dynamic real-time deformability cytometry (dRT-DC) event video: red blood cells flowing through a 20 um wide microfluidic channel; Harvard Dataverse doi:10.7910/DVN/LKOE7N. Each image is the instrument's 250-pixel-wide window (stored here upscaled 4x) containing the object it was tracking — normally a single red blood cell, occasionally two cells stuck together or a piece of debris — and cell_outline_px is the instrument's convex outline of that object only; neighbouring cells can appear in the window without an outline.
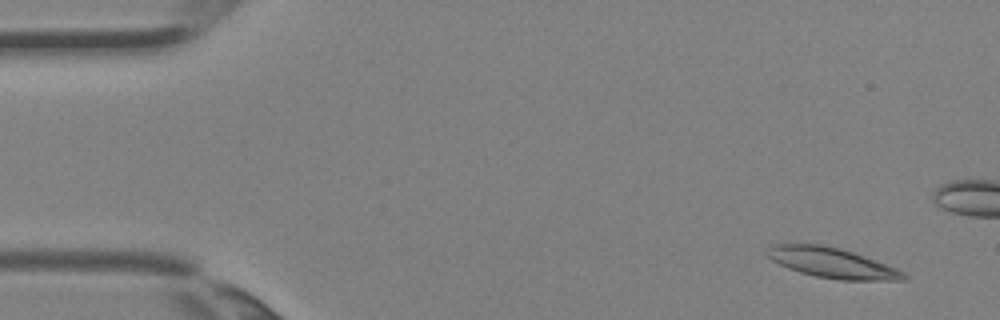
{"species": "Egyptian fruit bat (a non-hibernating species)", "species_latin": "Rousettus aegyptiacus", "temperature_condition": "room temperature", "stored_images_in_passage": 4, "camera_frame_rate_fps": 3000, "um_per_image_px": 0.085, "animal": {"sex": "female"}, "frame": {"image": 1, "passage_image": 1, "time_ms": 0.0, "image_size_px": [1000, 320], "cell_outline_px": [[908, 280], [840, 280], [816, 276], [800, 272], [788, 268], [772, 260], [764, 252], [772, 244], [824, 244], [840, 248], [864, 256], [896, 268], [904, 272], [908, 276]], "centroid_in_image_um": [70.72, 22.34], "position_along_channel_um": 14.3, "area_um2": 23.93}}